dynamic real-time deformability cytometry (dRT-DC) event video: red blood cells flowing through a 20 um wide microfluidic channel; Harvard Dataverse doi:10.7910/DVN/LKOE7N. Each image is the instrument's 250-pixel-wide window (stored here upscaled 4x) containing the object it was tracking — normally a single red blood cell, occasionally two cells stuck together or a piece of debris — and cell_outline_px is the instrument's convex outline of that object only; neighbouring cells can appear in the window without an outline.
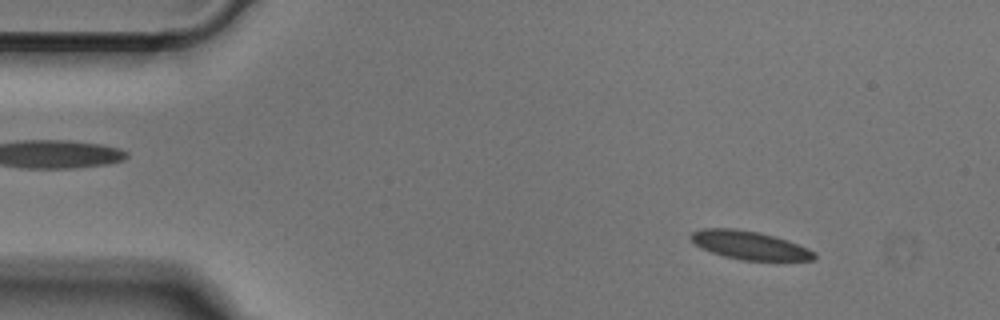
{"species": "Egyptian fruit bat (a non-hibernating species)", "species_latin": "Rousettus aegyptiacus", "temperature_condition": "cold", "stored_images_in_passage": 51, "camera_frame_rate_fps": 3000, "um_per_image_px": 0.085, "animal": {"sex": "male"}, "frame": {"image": 1, "passage_image": 6, "time_ms": 1.667, "image_size_px": [1000, 320], "cell_outline_px": [[816, 256], [812, 260], [744, 260], [724, 256], [700, 248], [688, 236], [692, 232], [704, 228], [736, 228], [760, 232], [776, 236], [788, 240], [808, 248], [816, 252]], "centroid_in_image_um": [63.71, 20.83], "position_along_channel_um": 21.3, "area_um2": 20.46}}
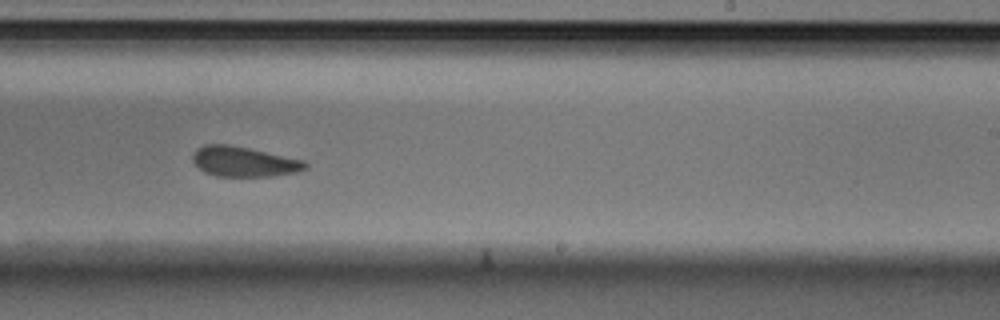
{"frame": {"image": 2, "passage_image": 31, "time_ms": 10.0, "image_size_px": [1000, 320], "cell_outline_px": [[308, 168], [296, 172], [272, 176], [216, 176], [204, 172], [192, 160], [192, 152], [196, 148], [204, 144], [228, 144], [248, 148], [304, 160], [308, 164]], "centroid_in_image_um": [20.71, 13.73], "position_along_channel_um": 268.3, "area_um2": 19.77}}
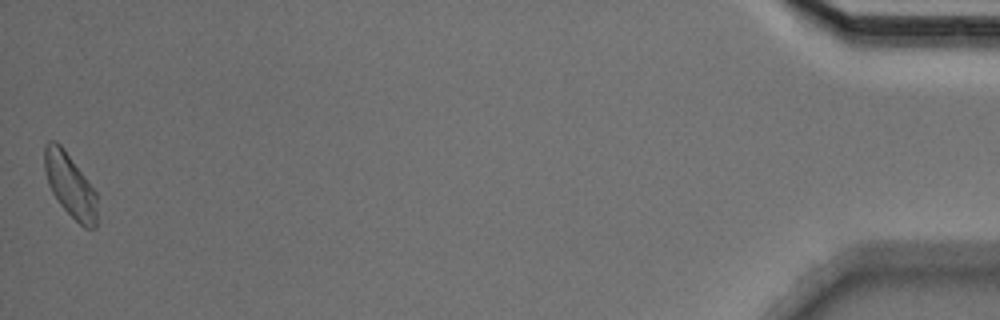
{"frame": {"image": 3, "passage_image": 51, "time_ms": 16.667, "image_size_px": [1000, 320], "cell_outline_px": [[96, 228], [84, 228], [60, 204], [52, 192], [48, 184], [44, 168], [44, 144], [48, 140], [56, 140], [64, 148], [96, 192]], "centroid_in_image_um": [5.93, 15.71], "position_along_channel_um": 429.3, "area_um2": 19.36}}